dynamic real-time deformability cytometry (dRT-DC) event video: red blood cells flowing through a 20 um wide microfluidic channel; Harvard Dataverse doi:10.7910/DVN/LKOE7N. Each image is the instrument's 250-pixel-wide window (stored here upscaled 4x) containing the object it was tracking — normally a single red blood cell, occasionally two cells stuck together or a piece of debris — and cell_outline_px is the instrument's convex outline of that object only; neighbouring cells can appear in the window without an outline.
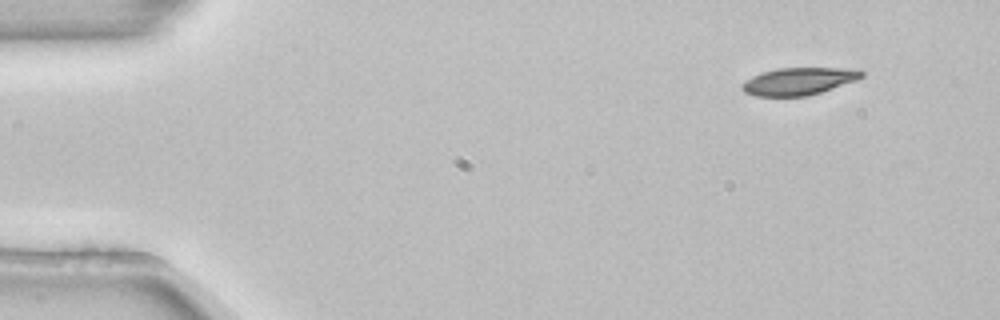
{"species": "common noctule bat (a hibernating species)", "species_latin": "Nyctalus noctula", "temperature_condition": "room temperature", "stored_images_in_passage": 5, "segment_of_instrument_passage": [1, 2], "camera_frame_rate_fps": 3000, "um_per_image_px": 0.085, "animal": {"sex": "female", "body_mass_g": 22.7, "forearm_length_mm": 54.2}, "frame": {"image": 1, "passage_image": 1, "time_ms": 0.0, "image_size_px": [1000, 320], "cell_outline_px": [[864, 76], [856, 80], [808, 96], [756, 96], [744, 92], [740, 88], [740, 84], [744, 80], [752, 76], [776, 68], [860, 68], [864, 72]], "centroid_in_image_um": [67.88, 6.9], "position_along_channel_um": 17.1, "area_um2": 19.19}}
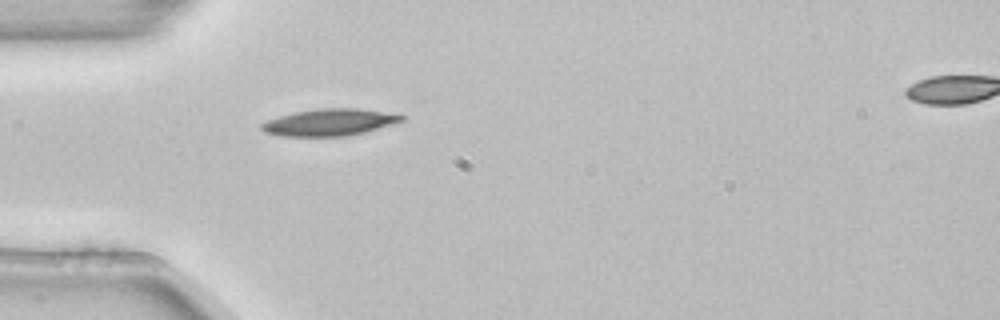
{"frame": {"image": 2, "passage_image": 4, "time_ms": 1.0, "image_size_px": [1000, 320], "cell_outline_px": [[404, 120], [392, 124], [364, 132], [348, 136], [284, 136], [264, 132], [260, 128], [260, 124], [268, 120], [280, 116], [296, 112], [316, 108], [360, 108], [404, 116]], "centroid_in_image_um": [27.98, 10.4], "position_along_channel_um": 57.0, "area_um2": 21.68}}